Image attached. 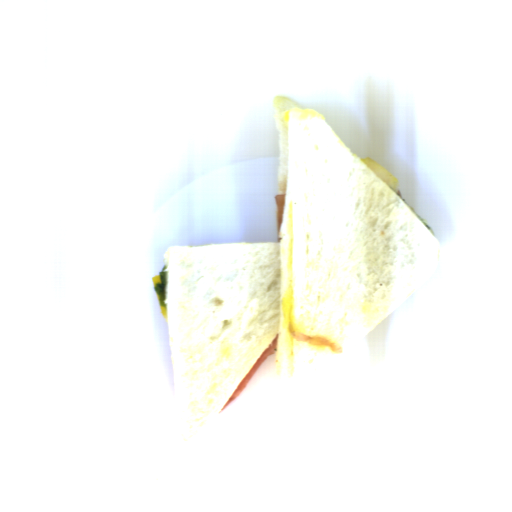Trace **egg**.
Wrapping results in <instances>:
<instances>
[{
  "label": "egg",
  "mask_w": 512,
  "mask_h": 512,
  "mask_svg": "<svg viewBox=\"0 0 512 512\" xmlns=\"http://www.w3.org/2000/svg\"><path fill=\"white\" fill-rule=\"evenodd\" d=\"M362 163L374 172L395 194L398 193L399 181L395 174L371 158L361 159Z\"/></svg>",
  "instance_id": "d2b9013d"
}]
</instances>
